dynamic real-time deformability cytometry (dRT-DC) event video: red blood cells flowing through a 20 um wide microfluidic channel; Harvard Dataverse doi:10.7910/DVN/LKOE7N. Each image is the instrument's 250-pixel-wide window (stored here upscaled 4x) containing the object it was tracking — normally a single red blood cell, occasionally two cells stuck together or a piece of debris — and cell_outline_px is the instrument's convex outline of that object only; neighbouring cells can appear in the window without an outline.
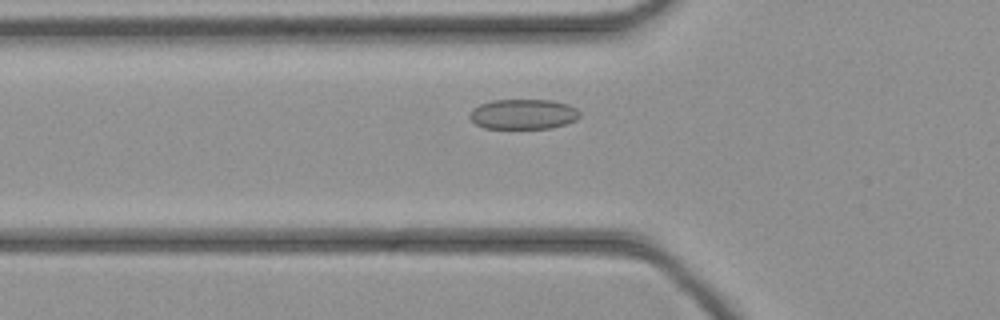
{"species": "common noctule bat (a hibernating species)", "species_latin": "Nyctalus noctula", "temperature_condition": "cold", "stored_images_in_passage": 40, "camera_frame_rate_fps": 3000, "um_per_image_px": 0.085, "animal": {"sex": "female", "body_mass_g": 21.9}, "frame": {"image": 1, "passage_image": 10, "time_ms": 3.0, "image_size_px": [1000, 320], "cell_outline_px": [[580, 116], [576, 120], [552, 128], [484, 128], [476, 124], [468, 116], [472, 108], [480, 104], [492, 100], [552, 100], [568, 104], [576, 108], [580, 112]], "centroid_in_image_um": [44.47, 9.7], "position_along_channel_um": 81.3, "area_um2": 19.36}}
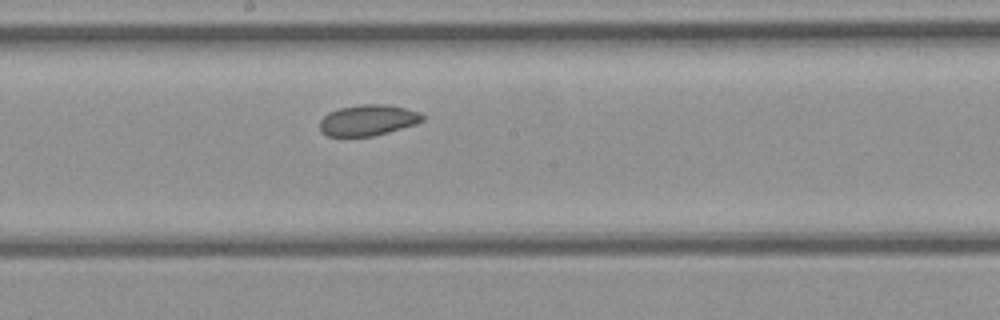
{"frame": {"image": 2, "passage_image": 19, "time_ms": 6.0, "image_size_px": [1000, 320], "cell_outline_px": [[424, 120], [416, 124], [388, 132], [372, 136], [328, 136], [320, 132], [320, 120], [328, 112], [340, 108], [360, 104], [388, 104], [420, 112], [424, 116]], "centroid_in_image_um": [31.27, 10.21], "position_along_channel_um": 216.9, "area_um2": 18.55}}
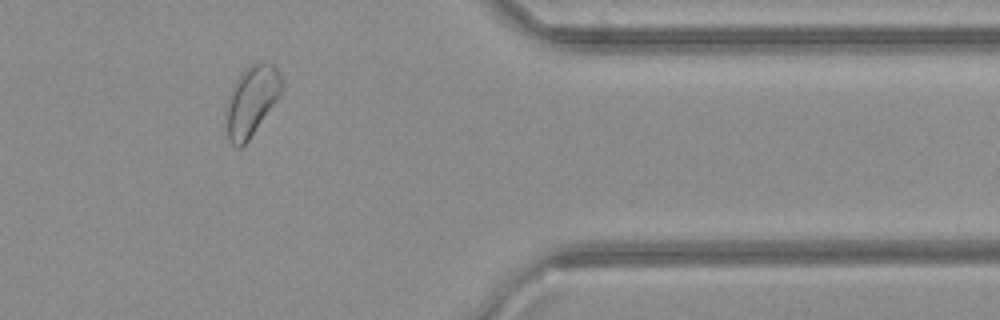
{"frame": {"image": 3, "passage_image": 32, "time_ms": 10.333, "image_size_px": [1000, 320], "cell_outline_px": [[280, 96], [248, 140], [240, 148], [236, 148], [228, 140], [224, 124], [224, 104], [232, 84], [240, 72], [244, 68], [260, 60], [264, 60], [272, 64], [280, 72]], "centroid_in_image_um": [21.29, 8.56], "position_along_channel_um": 390.1, "area_um2": 23.41}}